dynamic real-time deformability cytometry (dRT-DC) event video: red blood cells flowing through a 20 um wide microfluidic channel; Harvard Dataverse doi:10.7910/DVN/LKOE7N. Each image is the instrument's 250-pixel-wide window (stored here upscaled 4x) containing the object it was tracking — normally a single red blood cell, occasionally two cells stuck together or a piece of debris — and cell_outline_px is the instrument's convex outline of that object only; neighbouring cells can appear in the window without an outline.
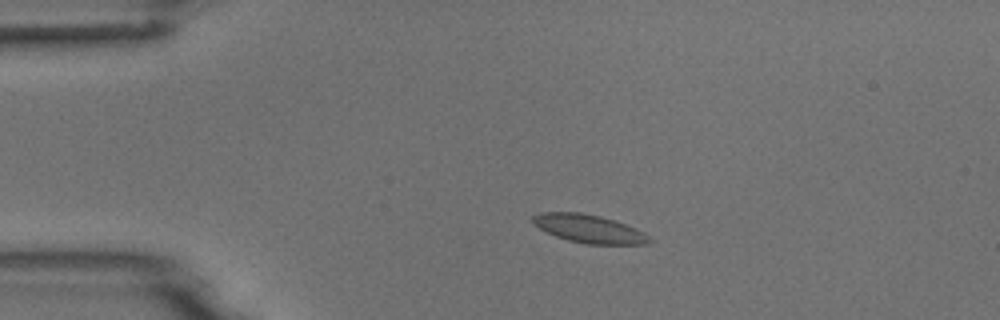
{"species": "common noctule bat (a hibernating species)", "species_latin": "Nyctalus noctula", "temperature_condition": "room temperature", "stored_images_in_passage": 4, "camera_frame_rate_fps": 3000, "um_per_image_px": 0.085, "animal": {"sex": "male", "body_mass_g": 18.8}, "frame": {"image": 1, "passage_image": 3, "time_ms": 2.333, "image_size_px": [1000, 320], "cell_outline_px": [[652, 240], [648, 244], [584, 244], [568, 240], [556, 236], [532, 224], [532, 216], [540, 212], [580, 212], [600, 216], [636, 228], [644, 232]], "centroid_in_image_um": [50.05, 19.44], "position_along_channel_um": 35.0, "area_um2": 19.07}}